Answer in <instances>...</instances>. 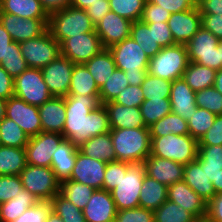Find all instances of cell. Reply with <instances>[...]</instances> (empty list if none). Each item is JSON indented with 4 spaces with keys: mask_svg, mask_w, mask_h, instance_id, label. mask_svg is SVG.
Returning <instances> with one entry per match:
<instances>
[{
    "mask_svg": "<svg viewBox=\"0 0 222 222\" xmlns=\"http://www.w3.org/2000/svg\"><path fill=\"white\" fill-rule=\"evenodd\" d=\"M66 120L62 135L76 147L92 137L110 132L108 113L99 95L65 96Z\"/></svg>",
    "mask_w": 222,
    "mask_h": 222,
    "instance_id": "6da1fadb",
    "label": "cell"
},
{
    "mask_svg": "<svg viewBox=\"0 0 222 222\" xmlns=\"http://www.w3.org/2000/svg\"><path fill=\"white\" fill-rule=\"evenodd\" d=\"M110 135L117 161L143 163L151 154L149 127L111 128Z\"/></svg>",
    "mask_w": 222,
    "mask_h": 222,
    "instance_id": "7a4b0ae2",
    "label": "cell"
},
{
    "mask_svg": "<svg viewBox=\"0 0 222 222\" xmlns=\"http://www.w3.org/2000/svg\"><path fill=\"white\" fill-rule=\"evenodd\" d=\"M151 138V155L173 160L182 165L195 161L198 154V141L189 134L173 133Z\"/></svg>",
    "mask_w": 222,
    "mask_h": 222,
    "instance_id": "3957f363",
    "label": "cell"
},
{
    "mask_svg": "<svg viewBox=\"0 0 222 222\" xmlns=\"http://www.w3.org/2000/svg\"><path fill=\"white\" fill-rule=\"evenodd\" d=\"M48 29L59 44L79 34L96 32L95 25L86 11L72 6L51 14Z\"/></svg>",
    "mask_w": 222,
    "mask_h": 222,
    "instance_id": "277c9868",
    "label": "cell"
},
{
    "mask_svg": "<svg viewBox=\"0 0 222 222\" xmlns=\"http://www.w3.org/2000/svg\"><path fill=\"white\" fill-rule=\"evenodd\" d=\"M189 58L184 44L163 47L149 60L147 72L162 79L174 81L183 76Z\"/></svg>",
    "mask_w": 222,
    "mask_h": 222,
    "instance_id": "5b68a950",
    "label": "cell"
},
{
    "mask_svg": "<svg viewBox=\"0 0 222 222\" xmlns=\"http://www.w3.org/2000/svg\"><path fill=\"white\" fill-rule=\"evenodd\" d=\"M185 46L189 62H195L216 71L222 69V40L203 26Z\"/></svg>",
    "mask_w": 222,
    "mask_h": 222,
    "instance_id": "8992f818",
    "label": "cell"
},
{
    "mask_svg": "<svg viewBox=\"0 0 222 222\" xmlns=\"http://www.w3.org/2000/svg\"><path fill=\"white\" fill-rule=\"evenodd\" d=\"M146 167L143 163H131L118 185L111 191L113 201L118 211L139 207V195Z\"/></svg>",
    "mask_w": 222,
    "mask_h": 222,
    "instance_id": "52a82bcc",
    "label": "cell"
},
{
    "mask_svg": "<svg viewBox=\"0 0 222 222\" xmlns=\"http://www.w3.org/2000/svg\"><path fill=\"white\" fill-rule=\"evenodd\" d=\"M23 188L35 196L38 201H51L60 193V181L51 167L27 166L21 171Z\"/></svg>",
    "mask_w": 222,
    "mask_h": 222,
    "instance_id": "ba28073f",
    "label": "cell"
},
{
    "mask_svg": "<svg viewBox=\"0 0 222 222\" xmlns=\"http://www.w3.org/2000/svg\"><path fill=\"white\" fill-rule=\"evenodd\" d=\"M21 53L29 68L42 69L55 60L60 53V44L47 29L42 35L19 43Z\"/></svg>",
    "mask_w": 222,
    "mask_h": 222,
    "instance_id": "9c48e42d",
    "label": "cell"
},
{
    "mask_svg": "<svg viewBox=\"0 0 222 222\" xmlns=\"http://www.w3.org/2000/svg\"><path fill=\"white\" fill-rule=\"evenodd\" d=\"M14 95L30 105L40 106L53 95L48 90L41 69L28 68L14 78Z\"/></svg>",
    "mask_w": 222,
    "mask_h": 222,
    "instance_id": "30bf717a",
    "label": "cell"
},
{
    "mask_svg": "<svg viewBox=\"0 0 222 222\" xmlns=\"http://www.w3.org/2000/svg\"><path fill=\"white\" fill-rule=\"evenodd\" d=\"M115 65L124 73L147 72L150 58L131 37L108 48Z\"/></svg>",
    "mask_w": 222,
    "mask_h": 222,
    "instance_id": "8fae6325",
    "label": "cell"
},
{
    "mask_svg": "<svg viewBox=\"0 0 222 222\" xmlns=\"http://www.w3.org/2000/svg\"><path fill=\"white\" fill-rule=\"evenodd\" d=\"M104 47L96 32L79 34L60 43V53L74 64H85Z\"/></svg>",
    "mask_w": 222,
    "mask_h": 222,
    "instance_id": "7c38bea8",
    "label": "cell"
},
{
    "mask_svg": "<svg viewBox=\"0 0 222 222\" xmlns=\"http://www.w3.org/2000/svg\"><path fill=\"white\" fill-rule=\"evenodd\" d=\"M64 139L62 134L52 132H41L30 137L25 146L27 164L51 167L52 154Z\"/></svg>",
    "mask_w": 222,
    "mask_h": 222,
    "instance_id": "4fadbf2b",
    "label": "cell"
},
{
    "mask_svg": "<svg viewBox=\"0 0 222 222\" xmlns=\"http://www.w3.org/2000/svg\"><path fill=\"white\" fill-rule=\"evenodd\" d=\"M73 67L74 63L60 54L41 69L43 80L53 96H68Z\"/></svg>",
    "mask_w": 222,
    "mask_h": 222,
    "instance_id": "5bb4252c",
    "label": "cell"
},
{
    "mask_svg": "<svg viewBox=\"0 0 222 222\" xmlns=\"http://www.w3.org/2000/svg\"><path fill=\"white\" fill-rule=\"evenodd\" d=\"M5 117L15 121L29 138L42 132L38 106L30 105L15 95L6 100Z\"/></svg>",
    "mask_w": 222,
    "mask_h": 222,
    "instance_id": "9a60e30c",
    "label": "cell"
},
{
    "mask_svg": "<svg viewBox=\"0 0 222 222\" xmlns=\"http://www.w3.org/2000/svg\"><path fill=\"white\" fill-rule=\"evenodd\" d=\"M0 23L17 43L42 35L47 29L49 19H25L10 13H0Z\"/></svg>",
    "mask_w": 222,
    "mask_h": 222,
    "instance_id": "2e32d148",
    "label": "cell"
},
{
    "mask_svg": "<svg viewBox=\"0 0 222 222\" xmlns=\"http://www.w3.org/2000/svg\"><path fill=\"white\" fill-rule=\"evenodd\" d=\"M106 165L107 163L103 161L85 156L78 149L69 180L83 183L94 189H103Z\"/></svg>",
    "mask_w": 222,
    "mask_h": 222,
    "instance_id": "e0dca14e",
    "label": "cell"
},
{
    "mask_svg": "<svg viewBox=\"0 0 222 222\" xmlns=\"http://www.w3.org/2000/svg\"><path fill=\"white\" fill-rule=\"evenodd\" d=\"M132 23L110 10L95 25V31L101 40L102 46L110 48L130 37Z\"/></svg>",
    "mask_w": 222,
    "mask_h": 222,
    "instance_id": "ac0fdd59",
    "label": "cell"
},
{
    "mask_svg": "<svg viewBox=\"0 0 222 222\" xmlns=\"http://www.w3.org/2000/svg\"><path fill=\"white\" fill-rule=\"evenodd\" d=\"M175 44H186L202 27L199 7L171 14L167 21Z\"/></svg>",
    "mask_w": 222,
    "mask_h": 222,
    "instance_id": "d6986e66",
    "label": "cell"
},
{
    "mask_svg": "<svg viewBox=\"0 0 222 222\" xmlns=\"http://www.w3.org/2000/svg\"><path fill=\"white\" fill-rule=\"evenodd\" d=\"M117 208L111 192L96 189L83 209L86 222H114Z\"/></svg>",
    "mask_w": 222,
    "mask_h": 222,
    "instance_id": "ffe728a7",
    "label": "cell"
},
{
    "mask_svg": "<svg viewBox=\"0 0 222 222\" xmlns=\"http://www.w3.org/2000/svg\"><path fill=\"white\" fill-rule=\"evenodd\" d=\"M143 164L146 167V175L167 187L183 180L184 165L173 160L150 154Z\"/></svg>",
    "mask_w": 222,
    "mask_h": 222,
    "instance_id": "44dd1931",
    "label": "cell"
},
{
    "mask_svg": "<svg viewBox=\"0 0 222 222\" xmlns=\"http://www.w3.org/2000/svg\"><path fill=\"white\" fill-rule=\"evenodd\" d=\"M167 199L183 207L195 217L207 214V202L183 180L168 186Z\"/></svg>",
    "mask_w": 222,
    "mask_h": 222,
    "instance_id": "7402d4cb",
    "label": "cell"
},
{
    "mask_svg": "<svg viewBox=\"0 0 222 222\" xmlns=\"http://www.w3.org/2000/svg\"><path fill=\"white\" fill-rule=\"evenodd\" d=\"M42 132L63 133L66 120V105L64 97L53 96L50 100L38 106Z\"/></svg>",
    "mask_w": 222,
    "mask_h": 222,
    "instance_id": "603a6c76",
    "label": "cell"
},
{
    "mask_svg": "<svg viewBox=\"0 0 222 222\" xmlns=\"http://www.w3.org/2000/svg\"><path fill=\"white\" fill-rule=\"evenodd\" d=\"M196 92L184 81L183 78L172 81L170 91V102L172 112L188 121L197 109Z\"/></svg>",
    "mask_w": 222,
    "mask_h": 222,
    "instance_id": "cb8c5ba5",
    "label": "cell"
},
{
    "mask_svg": "<svg viewBox=\"0 0 222 222\" xmlns=\"http://www.w3.org/2000/svg\"><path fill=\"white\" fill-rule=\"evenodd\" d=\"M108 113L110 128L147 127L140 107H128L114 101L103 104Z\"/></svg>",
    "mask_w": 222,
    "mask_h": 222,
    "instance_id": "d4e9b609",
    "label": "cell"
},
{
    "mask_svg": "<svg viewBox=\"0 0 222 222\" xmlns=\"http://www.w3.org/2000/svg\"><path fill=\"white\" fill-rule=\"evenodd\" d=\"M77 151L78 147L73 145L70 140L64 139L52 154L51 168L60 182L70 179Z\"/></svg>",
    "mask_w": 222,
    "mask_h": 222,
    "instance_id": "484cf974",
    "label": "cell"
},
{
    "mask_svg": "<svg viewBox=\"0 0 222 222\" xmlns=\"http://www.w3.org/2000/svg\"><path fill=\"white\" fill-rule=\"evenodd\" d=\"M183 181L207 203L216 195L212 182L196 160L184 165Z\"/></svg>",
    "mask_w": 222,
    "mask_h": 222,
    "instance_id": "4316f807",
    "label": "cell"
},
{
    "mask_svg": "<svg viewBox=\"0 0 222 222\" xmlns=\"http://www.w3.org/2000/svg\"><path fill=\"white\" fill-rule=\"evenodd\" d=\"M0 13H10L25 19H49L39 0H0Z\"/></svg>",
    "mask_w": 222,
    "mask_h": 222,
    "instance_id": "83f0119b",
    "label": "cell"
},
{
    "mask_svg": "<svg viewBox=\"0 0 222 222\" xmlns=\"http://www.w3.org/2000/svg\"><path fill=\"white\" fill-rule=\"evenodd\" d=\"M85 156L109 163L116 161L110 132L98 135L84 141L78 148Z\"/></svg>",
    "mask_w": 222,
    "mask_h": 222,
    "instance_id": "f1b7e54d",
    "label": "cell"
},
{
    "mask_svg": "<svg viewBox=\"0 0 222 222\" xmlns=\"http://www.w3.org/2000/svg\"><path fill=\"white\" fill-rule=\"evenodd\" d=\"M168 187L157 180L145 175L139 195V206L156 210L167 200Z\"/></svg>",
    "mask_w": 222,
    "mask_h": 222,
    "instance_id": "f546056e",
    "label": "cell"
},
{
    "mask_svg": "<svg viewBox=\"0 0 222 222\" xmlns=\"http://www.w3.org/2000/svg\"><path fill=\"white\" fill-rule=\"evenodd\" d=\"M100 89L117 68L112 53L108 48L102 49L84 64Z\"/></svg>",
    "mask_w": 222,
    "mask_h": 222,
    "instance_id": "4dcf8cb0",
    "label": "cell"
},
{
    "mask_svg": "<svg viewBox=\"0 0 222 222\" xmlns=\"http://www.w3.org/2000/svg\"><path fill=\"white\" fill-rule=\"evenodd\" d=\"M38 199L25 188L8 202L0 204V222H12L33 206Z\"/></svg>",
    "mask_w": 222,
    "mask_h": 222,
    "instance_id": "1f68e13d",
    "label": "cell"
},
{
    "mask_svg": "<svg viewBox=\"0 0 222 222\" xmlns=\"http://www.w3.org/2000/svg\"><path fill=\"white\" fill-rule=\"evenodd\" d=\"M26 166L25 147H0V175H20Z\"/></svg>",
    "mask_w": 222,
    "mask_h": 222,
    "instance_id": "d6a6232c",
    "label": "cell"
},
{
    "mask_svg": "<svg viewBox=\"0 0 222 222\" xmlns=\"http://www.w3.org/2000/svg\"><path fill=\"white\" fill-rule=\"evenodd\" d=\"M216 72V70L201 64L189 62L187 69L183 72L182 78L193 91L197 92L214 85Z\"/></svg>",
    "mask_w": 222,
    "mask_h": 222,
    "instance_id": "836d02e7",
    "label": "cell"
},
{
    "mask_svg": "<svg viewBox=\"0 0 222 222\" xmlns=\"http://www.w3.org/2000/svg\"><path fill=\"white\" fill-rule=\"evenodd\" d=\"M68 95H99V88L84 64H74Z\"/></svg>",
    "mask_w": 222,
    "mask_h": 222,
    "instance_id": "e575fe53",
    "label": "cell"
},
{
    "mask_svg": "<svg viewBox=\"0 0 222 222\" xmlns=\"http://www.w3.org/2000/svg\"><path fill=\"white\" fill-rule=\"evenodd\" d=\"M150 137L189 134L188 123L181 116L171 112L149 126Z\"/></svg>",
    "mask_w": 222,
    "mask_h": 222,
    "instance_id": "d590c367",
    "label": "cell"
},
{
    "mask_svg": "<svg viewBox=\"0 0 222 222\" xmlns=\"http://www.w3.org/2000/svg\"><path fill=\"white\" fill-rule=\"evenodd\" d=\"M96 189L83 183L64 180L60 183V194L83 210Z\"/></svg>",
    "mask_w": 222,
    "mask_h": 222,
    "instance_id": "8d00e7d4",
    "label": "cell"
},
{
    "mask_svg": "<svg viewBox=\"0 0 222 222\" xmlns=\"http://www.w3.org/2000/svg\"><path fill=\"white\" fill-rule=\"evenodd\" d=\"M130 37L135 40L149 58L154 57L160 50L161 46L155 41L153 28L141 21L132 23Z\"/></svg>",
    "mask_w": 222,
    "mask_h": 222,
    "instance_id": "74e56055",
    "label": "cell"
},
{
    "mask_svg": "<svg viewBox=\"0 0 222 222\" xmlns=\"http://www.w3.org/2000/svg\"><path fill=\"white\" fill-rule=\"evenodd\" d=\"M0 138L3 146L23 148L29 141V136L20 126L7 117L0 121Z\"/></svg>",
    "mask_w": 222,
    "mask_h": 222,
    "instance_id": "f35d334b",
    "label": "cell"
},
{
    "mask_svg": "<svg viewBox=\"0 0 222 222\" xmlns=\"http://www.w3.org/2000/svg\"><path fill=\"white\" fill-rule=\"evenodd\" d=\"M154 222H191L195 216L176 203L166 200L153 210Z\"/></svg>",
    "mask_w": 222,
    "mask_h": 222,
    "instance_id": "ab89813d",
    "label": "cell"
},
{
    "mask_svg": "<svg viewBox=\"0 0 222 222\" xmlns=\"http://www.w3.org/2000/svg\"><path fill=\"white\" fill-rule=\"evenodd\" d=\"M141 114L147 127L172 112L170 98L144 100L140 105Z\"/></svg>",
    "mask_w": 222,
    "mask_h": 222,
    "instance_id": "60d3db41",
    "label": "cell"
},
{
    "mask_svg": "<svg viewBox=\"0 0 222 222\" xmlns=\"http://www.w3.org/2000/svg\"><path fill=\"white\" fill-rule=\"evenodd\" d=\"M129 85L123 70L116 68L108 80L99 89L101 105L114 101L118 94Z\"/></svg>",
    "mask_w": 222,
    "mask_h": 222,
    "instance_id": "b9f144b4",
    "label": "cell"
},
{
    "mask_svg": "<svg viewBox=\"0 0 222 222\" xmlns=\"http://www.w3.org/2000/svg\"><path fill=\"white\" fill-rule=\"evenodd\" d=\"M172 81L147 74L141 83L144 100L170 98Z\"/></svg>",
    "mask_w": 222,
    "mask_h": 222,
    "instance_id": "7bdbcfd3",
    "label": "cell"
},
{
    "mask_svg": "<svg viewBox=\"0 0 222 222\" xmlns=\"http://www.w3.org/2000/svg\"><path fill=\"white\" fill-rule=\"evenodd\" d=\"M216 115L207 109L199 108L193 111L192 117L187 121L189 135L197 141L209 130L214 124Z\"/></svg>",
    "mask_w": 222,
    "mask_h": 222,
    "instance_id": "ee69618b",
    "label": "cell"
},
{
    "mask_svg": "<svg viewBox=\"0 0 222 222\" xmlns=\"http://www.w3.org/2000/svg\"><path fill=\"white\" fill-rule=\"evenodd\" d=\"M51 203L52 210L61 217L63 222H86L83 210H80L60 193L51 199Z\"/></svg>",
    "mask_w": 222,
    "mask_h": 222,
    "instance_id": "f6af8a7d",
    "label": "cell"
},
{
    "mask_svg": "<svg viewBox=\"0 0 222 222\" xmlns=\"http://www.w3.org/2000/svg\"><path fill=\"white\" fill-rule=\"evenodd\" d=\"M146 0H109L110 10L131 22L140 21Z\"/></svg>",
    "mask_w": 222,
    "mask_h": 222,
    "instance_id": "bcb514c9",
    "label": "cell"
},
{
    "mask_svg": "<svg viewBox=\"0 0 222 222\" xmlns=\"http://www.w3.org/2000/svg\"><path fill=\"white\" fill-rule=\"evenodd\" d=\"M0 65L12 78H16L29 68L22 56L19 43L14 41L9 44L8 54L5 59H2Z\"/></svg>",
    "mask_w": 222,
    "mask_h": 222,
    "instance_id": "7dc6e473",
    "label": "cell"
},
{
    "mask_svg": "<svg viewBox=\"0 0 222 222\" xmlns=\"http://www.w3.org/2000/svg\"><path fill=\"white\" fill-rule=\"evenodd\" d=\"M196 105L215 115H222V94L213 86L199 90L195 94Z\"/></svg>",
    "mask_w": 222,
    "mask_h": 222,
    "instance_id": "c3c4849f",
    "label": "cell"
},
{
    "mask_svg": "<svg viewBox=\"0 0 222 222\" xmlns=\"http://www.w3.org/2000/svg\"><path fill=\"white\" fill-rule=\"evenodd\" d=\"M51 211V201H37L33 206L26 209L24 213L12 222H46Z\"/></svg>",
    "mask_w": 222,
    "mask_h": 222,
    "instance_id": "681fc988",
    "label": "cell"
},
{
    "mask_svg": "<svg viewBox=\"0 0 222 222\" xmlns=\"http://www.w3.org/2000/svg\"><path fill=\"white\" fill-rule=\"evenodd\" d=\"M130 163L122 161H111L107 163L104 174L103 189L111 192L118 185L122 178V173H126Z\"/></svg>",
    "mask_w": 222,
    "mask_h": 222,
    "instance_id": "f907efd6",
    "label": "cell"
},
{
    "mask_svg": "<svg viewBox=\"0 0 222 222\" xmlns=\"http://www.w3.org/2000/svg\"><path fill=\"white\" fill-rule=\"evenodd\" d=\"M22 188L20 175H0V204L14 198Z\"/></svg>",
    "mask_w": 222,
    "mask_h": 222,
    "instance_id": "816d5d0a",
    "label": "cell"
},
{
    "mask_svg": "<svg viewBox=\"0 0 222 222\" xmlns=\"http://www.w3.org/2000/svg\"><path fill=\"white\" fill-rule=\"evenodd\" d=\"M114 222H154L153 210L143 207L117 211Z\"/></svg>",
    "mask_w": 222,
    "mask_h": 222,
    "instance_id": "f5cc1de1",
    "label": "cell"
},
{
    "mask_svg": "<svg viewBox=\"0 0 222 222\" xmlns=\"http://www.w3.org/2000/svg\"><path fill=\"white\" fill-rule=\"evenodd\" d=\"M143 101L144 94L142 92L141 85H128L114 99L115 103L128 107H140Z\"/></svg>",
    "mask_w": 222,
    "mask_h": 222,
    "instance_id": "db71d44e",
    "label": "cell"
},
{
    "mask_svg": "<svg viewBox=\"0 0 222 222\" xmlns=\"http://www.w3.org/2000/svg\"><path fill=\"white\" fill-rule=\"evenodd\" d=\"M197 162L206 166H222V145L198 146Z\"/></svg>",
    "mask_w": 222,
    "mask_h": 222,
    "instance_id": "11a10c76",
    "label": "cell"
},
{
    "mask_svg": "<svg viewBox=\"0 0 222 222\" xmlns=\"http://www.w3.org/2000/svg\"><path fill=\"white\" fill-rule=\"evenodd\" d=\"M170 16H171V13L165 10L163 7L146 1L140 21L141 22H167Z\"/></svg>",
    "mask_w": 222,
    "mask_h": 222,
    "instance_id": "9f6ffc18",
    "label": "cell"
},
{
    "mask_svg": "<svg viewBox=\"0 0 222 222\" xmlns=\"http://www.w3.org/2000/svg\"><path fill=\"white\" fill-rule=\"evenodd\" d=\"M149 28H153L155 41L163 48L175 45L174 39L167 22H144Z\"/></svg>",
    "mask_w": 222,
    "mask_h": 222,
    "instance_id": "6f0895ef",
    "label": "cell"
},
{
    "mask_svg": "<svg viewBox=\"0 0 222 222\" xmlns=\"http://www.w3.org/2000/svg\"><path fill=\"white\" fill-rule=\"evenodd\" d=\"M211 145H222V115H216L212 127L198 141V146Z\"/></svg>",
    "mask_w": 222,
    "mask_h": 222,
    "instance_id": "680465c9",
    "label": "cell"
},
{
    "mask_svg": "<svg viewBox=\"0 0 222 222\" xmlns=\"http://www.w3.org/2000/svg\"><path fill=\"white\" fill-rule=\"evenodd\" d=\"M146 1L163 7L171 14L195 8L194 4L192 3V0H146Z\"/></svg>",
    "mask_w": 222,
    "mask_h": 222,
    "instance_id": "91938a15",
    "label": "cell"
},
{
    "mask_svg": "<svg viewBox=\"0 0 222 222\" xmlns=\"http://www.w3.org/2000/svg\"><path fill=\"white\" fill-rule=\"evenodd\" d=\"M92 23L96 25L110 11L109 0H99L85 9Z\"/></svg>",
    "mask_w": 222,
    "mask_h": 222,
    "instance_id": "94428289",
    "label": "cell"
},
{
    "mask_svg": "<svg viewBox=\"0 0 222 222\" xmlns=\"http://www.w3.org/2000/svg\"><path fill=\"white\" fill-rule=\"evenodd\" d=\"M202 26L222 40V15L201 14Z\"/></svg>",
    "mask_w": 222,
    "mask_h": 222,
    "instance_id": "6125c7cd",
    "label": "cell"
},
{
    "mask_svg": "<svg viewBox=\"0 0 222 222\" xmlns=\"http://www.w3.org/2000/svg\"><path fill=\"white\" fill-rule=\"evenodd\" d=\"M14 78L0 65V99L7 100L14 96Z\"/></svg>",
    "mask_w": 222,
    "mask_h": 222,
    "instance_id": "be15d7a7",
    "label": "cell"
},
{
    "mask_svg": "<svg viewBox=\"0 0 222 222\" xmlns=\"http://www.w3.org/2000/svg\"><path fill=\"white\" fill-rule=\"evenodd\" d=\"M207 215L213 222H222V192L207 203Z\"/></svg>",
    "mask_w": 222,
    "mask_h": 222,
    "instance_id": "e7e4bbea",
    "label": "cell"
},
{
    "mask_svg": "<svg viewBox=\"0 0 222 222\" xmlns=\"http://www.w3.org/2000/svg\"><path fill=\"white\" fill-rule=\"evenodd\" d=\"M39 1L49 16L54 12L66 9L67 7L71 6L72 2V0H39Z\"/></svg>",
    "mask_w": 222,
    "mask_h": 222,
    "instance_id": "03108f58",
    "label": "cell"
},
{
    "mask_svg": "<svg viewBox=\"0 0 222 222\" xmlns=\"http://www.w3.org/2000/svg\"><path fill=\"white\" fill-rule=\"evenodd\" d=\"M199 9L201 14L222 15V0H206Z\"/></svg>",
    "mask_w": 222,
    "mask_h": 222,
    "instance_id": "003e7915",
    "label": "cell"
},
{
    "mask_svg": "<svg viewBox=\"0 0 222 222\" xmlns=\"http://www.w3.org/2000/svg\"><path fill=\"white\" fill-rule=\"evenodd\" d=\"M12 42L13 40L10 34L0 23V63L2 59L6 58V55L8 54L9 44Z\"/></svg>",
    "mask_w": 222,
    "mask_h": 222,
    "instance_id": "a7ac6f4b",
    "label": "cell"
},
{
    "mask_svg": "<svg viewBox=\"0 0 222 222\" xmlns=\"http://www.w3.org/2000/svg\"><path fill=\"white\" fill-rule=\"evenodd\" d=\"M148 72H133V73H125L127 77V81L129 85L139 86L144 81Z\"/></svg>",
    "mask_w": 222,
    "mask_h": 222,
    "instance_id": "89a4df30",
    "label": "cell"
},
{
    "mask_svg": "<svg viewBox=\"0 0 222 222\" xmlns=\"http://www.w3.org/2000/svg\"><path fill=\"white\" fill-rule=\"evenodd\" d=\"M202 169L205 170V174L211 182H216L217 175L219 174L222 166H206V162H198Z\"/></svg>",
    "mask_w": 222,
    "mask_h": 222,
    "instance_id": "2644e50d",
    "label": "cell"
},
{
    "mask_svg": "<svg viewBox=\"0 0 222 222\" xmlns=\"http://www.w3.org/2000/svg\"><path fill=\"white\" fill-rule=\"evenodd\" d=\"M99 0H72L71 6L78 9H87L91 4Z\"/></svg>",
    "mask_w": 222,
    "mask_h": 222,
    "instance_id": "8c879c8a",
    "label": "cell"
},
{
    "mask_svg": "<svg viewBox=\"0 0 222 222\" xmlns=\"http://www.w3.org/2000/svg\"><path fill=\"white\" fill-rule=\"evenodd\" d=\"M213 87L222 94V69L216 72V77L214 80Z\"/></svg>",
    "mask_w": 222,
    "mask_h": 222,
    "instance_id": "753ad0ef",
    "label": "cell"
},
{
    "mask_svg": "<svg viewBox=\"0 0 222 222\" xmlns=\"http://www.w3.org/2000/svg\"><path fill=\"white\" fill-rule=\"evenodd\" d=\"M212 184L216 194L222 192V169L217 175L216 182H212Z\"/></svg>",
    "mask_w": 222,
    "mask_h": 222,
    "instance_id": "34e18365",
    "label": "cell"
},
{
    "mask_svg": "<svg viewBox=\"0 0 222 222\" xmlns=\"http://www.w3.org/2000/svg\"><path fill=\"white\" fill-rule=\"evenodd\" d=\"M46 222H63V220L52 210L51 213L48 215Z\"/></svg>",
    "mask_w": 222,
    "mask_h": 222,
    "instance_id": "11e5206c",
    "label": "cell"
},
{
    "mask_svg": "<svg viewBox=\"0 0 222 222\" xmlns=\"http://www.w3.org/2000/svg\"><path fill=\"white\" fill-rule=\"evenodd\" d=\"M6 100L0 99V121L5 118Z\"/></svg>",
    "mask_w": 222,
    "mask_h": 222,
    "instance_id": "2a66077c",
    "label": "cell"
},
{
    "mask_svg": "<svg viewBox=\"0 0 222 222\" xmlns=\"http://www.w3.org/2000/svg\"><path fill=\"white\" fill-rule=\"evenodd\" d=\"M191 222H213L207 214L195 217Z\"/></svg>",
    "mask_w": 222,
    "mask_h": 222,
    "instance_id": "b9fcfbb0",
    "label": "cell"
},
{
    "mask_svg": "<svg viewBox=\"0 0 222 222\" xmlns=\"http://www.w3.org/2000/svg\"><path fill=\"white\" fill-rule=\"evenodd\" d=\"M206 0H192V3L195 7H199L202 3H204Z\"/></svg>",
    "mask_w": 222,
    "mask_h": 222,
    "instance_id": "09005b40",
    "label": "cell"
}]
</instances>
